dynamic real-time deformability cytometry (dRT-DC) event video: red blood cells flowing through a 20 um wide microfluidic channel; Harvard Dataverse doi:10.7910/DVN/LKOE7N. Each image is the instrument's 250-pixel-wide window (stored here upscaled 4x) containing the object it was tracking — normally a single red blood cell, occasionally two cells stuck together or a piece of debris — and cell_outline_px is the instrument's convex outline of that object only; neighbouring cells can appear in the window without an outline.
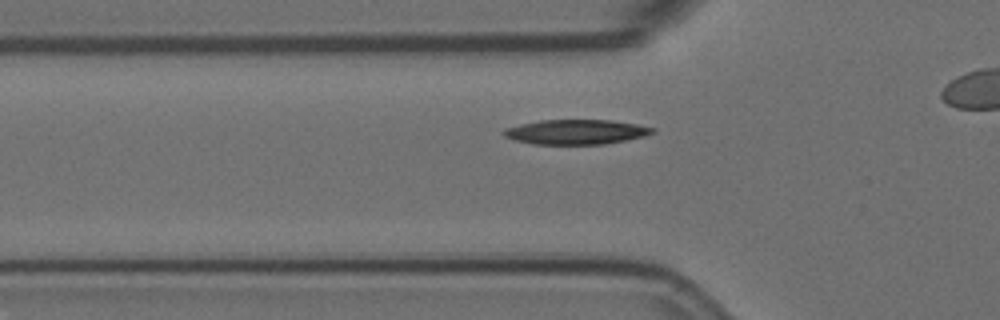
{"species": "Egyptian fruit bat (a non-hibernating species)", "species_latin": "Rousettus aegyptiacus", "temperature_condition": "room temperature", "stored_images_in_passage": 6, "camera_frame_rate_fps": 3000, "um_per_image_px": 0.085, "animal": {"sex": "female"}, "frame": {"image": 1, "passage_image": 3, "time_ms": 0.667, "image_size_px": [1000, 320], "cell_outline_px": [[656, 132], [644, 136], [604, 144], [532, 144], [516, 140], [504, 136], [500, 132], [504, 128], [520, 124], [540, 120], [612, 120], [636, 124], [656, 128]], "centroid_in_image_um": [48.94, 11.21], "position_along_channel_um": 76.9, "area_um2": 21.5}}
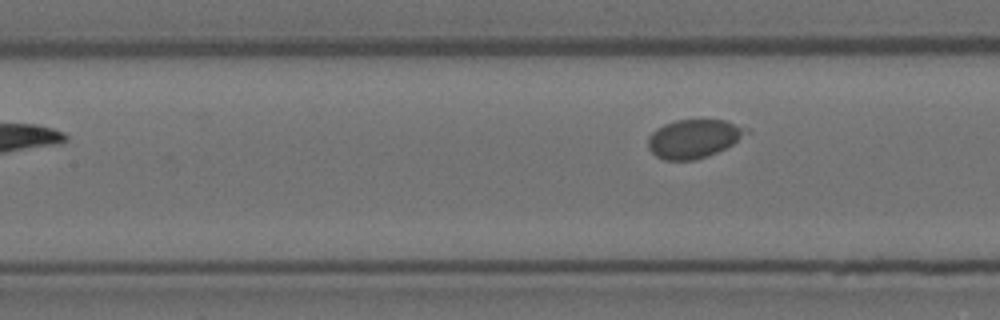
{"frame": {"image": 2, "passage_image": 6, "time_ms": 1.667, "image_size_px": [1000, 320], "cell_outline_px": [[752, 132], [732, 144], [708, 156], [696, 160], [664, 160], [656, 156], [648, 148], [648, 136], [656, 128], [664, 124], [676, 120], [724, 120], [748, 128]], "centroid_in_image_um": [58.97, 11.78], "position_along_channel_um": 148.4, "area_um2": 22.2}}